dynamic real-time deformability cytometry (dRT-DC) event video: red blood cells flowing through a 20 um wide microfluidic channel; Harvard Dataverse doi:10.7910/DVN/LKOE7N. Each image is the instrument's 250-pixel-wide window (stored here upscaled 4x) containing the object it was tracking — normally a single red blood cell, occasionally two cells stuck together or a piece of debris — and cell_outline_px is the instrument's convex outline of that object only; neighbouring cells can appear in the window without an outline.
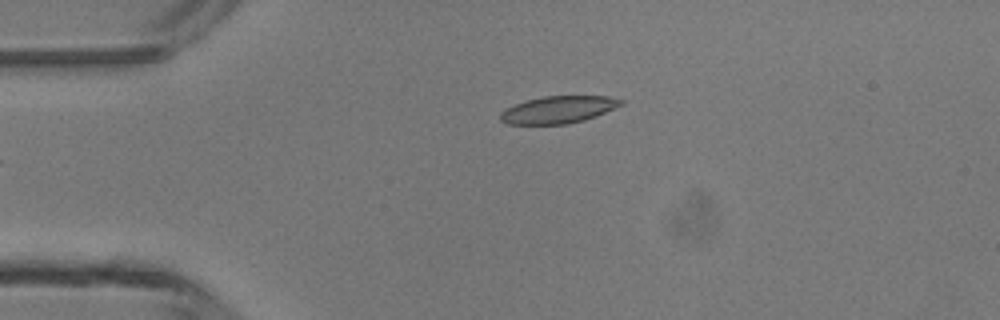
{"species": "common noctule bat (a hibernating species)", "species_latin": "Nyctalus noctula", "temperature_condition": "room temperature", "stored_images_in_passage": 5, "camera_frame_rate_fps": 3000, "um_per_image_px": 0.085, "animal": {"sex": "male", "body_mass_g": 13.3}, "frame": {"image": 1, "passage_image": 5, "time_ms": 4.667, "image_size_px": [1000, 320], "cell_outline_px": [[624, 104], [596, 116], [584, 120], [568, 124], [508, 124], [500, 120], [500, 112], [516, 104], [528, 100], [544, 96], [608, 96], [624, 100]], "centroid_in_image_um": [47.49, 9.32], "position_along_channel_um": 37.5, "area_um2": 19.02}}